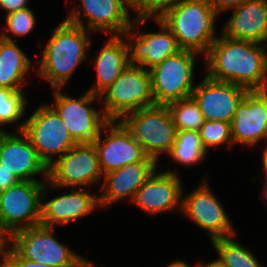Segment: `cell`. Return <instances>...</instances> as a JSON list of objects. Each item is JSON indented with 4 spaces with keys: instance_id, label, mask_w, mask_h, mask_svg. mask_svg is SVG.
<instances>
[{
    "instance_id": "cell-22",
    "label": "cell",
    "mask_w": 267,
    "mask_h": 267,
    "mask_svg": "<svg viewBox=\"0 0 267 267\" xmlns=\"http://www.w3.org/2000/svg\"><path fill=\"white\" fill-rule=\"evenodd\" d=\"M234 9L221 34L233 40L267 41V0H248Z\"/></svg>"
},
{
    "instance_id": "cell-42",
    "label": "cell",
    "mask_w": 267,
    "mask_h": 267,
    "mask_svg": "<svg viewBox=\"0 0 267 267\" xmlns=\"http://www.w3.org/2000/svg\"><path fill=\"white\" fill-rule=\"evenodd\" d=\"M264 190L263 191H261L262 192V197H265L266 198V200H267V179H266V181H265V183H264Z\"/></svg>"
},
{
    "instance_id": "cell-17",
    "label": "cell",
    "mask_w": 267,
    "mask_h": 267,
    "mask_svg": "<svg viewBox=\"0 0 267 267\" xmlns=\"http://www.w3.org/2000/svg\"><path fill=\"white\" fill-rule=\"evenodd\" d=\"M248 90L228 82L210 79L205 75L196 84L192 97L198 103L204 120H216L231 123L238 104Z\"/></svg>"
},
{
    "instance_id": "cell-20",
    "label": "cell",
    "mask_w": 267,
    "mask_h": 267,
    "mask_svg": "<svg viewBox=\"0 0 267 267\" xmlns=\"http://www.w3.org/2000/svg\"><path fill=\"white\" fill-rule=\"evenodd\" d=\"M157 166V161L148 156L142 162L128 164L118 170L106 173L101 185V190L104 192L99 195L100 206L106 207L126 198L132 202L138 189L157 170Z\"/></svg>"
},
{
    "instance_id": "cell-33",
    "label": "cell",
    "mask_w": 267,
    "mask_h": 267,
    "mask_svg": "<svg viewBox=\"0 0 267 267\" xmlns=\"http://www.w3.org/2000/svg\"><path fill=\"white\" fill-rule=\"evenodd\" d=\"M20 180L11 171H8L0 164V193L13 185H16Z\"/></svg>"
},
{
    "instance_id": "cell-36",
    "label": "cell",
    "mask_w": 267,
    "mask_h": 267,
    "mask_svg": "<svg viewBox=\"0 0 267 267\" xmlns=\"http://www.w3.org/2000/svg\"><path fill=\"white\" fill-rule=\"evenodd\" d=\"M121 3L129 10V8L137 11L136 17H146V0H120Z\"/></svg>"
},
{
    "instance_id": "cell-32",
    "label": "cell",
    "mask_w": 267,
    "mask_h": 267,
    "mask_svg": "<svg viewBox=\"0 0 267 267\" xmlns=\"http://www.w3.org/2000/svg\"><path fill=\"white\" fill-rule=\"evenodd\" d=\"M180 0H146V17H158L164 10Z\"/></svg>"
},
{
    "instance_id": "cell-8",
    "label": "cell",
    "mask_w": 267,
    "mask_h": 267,
    "mask_svg": "<svg viewBox=\"0 0 267 267\" xmlns=\"http://www.w3.org/2000/svg\"><path fill=\"white\" fill-rule=\"evenodd\" d=\"M197 54L191 50H181L149 70L155 105H167L192 97L196 87L193 77Z\"/></svg>"
},
{
    "instance_id": "cell-35",
    "label": "cell",
    "mask_w": 267,
    "mask_h": 267,
    "mask_svg": "<svg viewBox=\"0 0 267 267\" xmlns=\"http://www.w3.org/2000/svg\"><path fill=\"white\" fill-rule=\"evenodd\" d=\"M29 0H0V7H2L9 14L18 10L28 8Z\"/></svg>"
},
{
    "instance_id": "cell-11",
    "label": "cell",
    "mask_w": 267,
    "mask_h": 267,
    "mask_svg": "<svg viewBox=\"0 0 267 267\" xmlns=\"http://www.w3.org/2000/svg\"><path fill=\"white\" fill-rule=\"evenodd\" d=\"M103 176L94 143H77L49 167L48 187H87Z\"/></svg>"
},
{
    "instance_id": "cell-3",
    "label": "cell",
    "mask_w": 267,
    "mask_h": 267,
    "mask_svg": "<svg viewBox=\"0 0 267 267\" xmlns=\"http://www.w3.org/2000/svg\"><path fill=\"white\" fill-rule=\"evenodd\" d=\"M217 15L207 0H180L157 18L173 33L182 50L205 56L217 39L214 28Z\"/></svg>"
},
{
    "instance_id": "cell-26",
    "label": "cell",
    "mask_w": 267,
    "mask_h": 267,
    "mask_svg": "<svg viewBox=\"0 0 267 267\" xmlns=\"http://www.w3.org/2000/svg\"><path fill=\"white\" fill-rule=\"evenodd\" d=\"M234 237L235 235L211 241L222 264L225 267H262L248 249L233 240Z\"/></svg>"
},
{
    "instance_id": "cell-31",
    "label": "cell",
    "mask_w": 267,
    "mask_h": 267,
    "mask_svg": "<svg viewBox=\"0 0 267 267\" xmlns=\"http://www.w3.org/2000/svg\"><path fill=\"white\" fill-rule=\"evenodd\" d=\"M5 267H52V266L22 258L10 246V248L7 247V250H6Z\"/></svg>"
},
{
    "instance_id": "cell-6",
    "label": "cell",
    "mask_w": 267,
    "mask_h": 267,
    "mask_svg": "<svg viewBox=\"0 0 267 267\" xmlns=\"http://www.w3.org/2000/svg\"><path fill=\"white\" fill-rule=\"evenodd\" d=\"M17 131L24 132L48 167L55 161L52 156L60 158L77 144L59 115L48 104H41L28 119L19 123Z\"/></svg>"
},
{
    "instance_id": "cell-37",
    "label": "cell",
    "mask_w": 267,
    "mask_h": 267,
    "mask_svg": "<svg viewBox=\"0 0 267 267\" xmlns=\"http://www.w3.org/2000/svg\"><path fill=\"white\" fill-rule=\"evenodd\" d=\"M7 240H9L7 236L0 232V259L2 257V261H0V267H5L6 247L8 245Z\"/></svg>"
},
{
    "instance_id": "cell-21",
    "label": "cell",
    "mask_w": 267,
    "mask_h": 267,
    "mask_svg": "<svg viewBox=\"0 0 267 267\" xmlns=\"http://www.w3.org/2000/svg\"><path fill=\"white\" fill-rule=\"evenodd\" d=\"M48 180L42 192L41 221L40 224L48 227L68 225L70 221L86 216L95 207H100L99 196L92 195L82 187L79 190H70V193L56 196L43 203L48 190Z\"/></svg>"
},
{
    "instance_id": "cell-14",
    "label": "cell",
    "mask_w": 267,
    "mask_h": 267,
    "mask_svg": "<svg viewBox=\"0 0 267 267\" xmlns=\"http://www.w3.org/2000/svg\"><path fill=\"white\" fill-rule=\"evenodd\" d=\"M197 189L182 197L181 212L197 226L209 232L210 241L237 235L231 220L218 202L206 180Z\"/></svg>"
},
{
    "instance_id": "cell-5",
    "label": "cell",
    "mask_w": 267,
    "mask_h": 267,
    "mask_svg": "<svg viewBox=\"0 0 267 267\" xmlns=\"http://www.w3.org/2000/svg\"><path fill=\"white\" fill-rule=\"evenodd\" d=\"M145 153L158 162L161 153H169L177 136L169 108L154 105L126 114L120 120Z\"/></svg>"
},
{
    "instance_id": "cell-34",
    "label": "cell",
    "mask_w": 267,
    "mask_h": 267,
    "mask_svg": "<svg viewBox=\"0 0 267 267\" xmlns=\"http://www.w3.org/2000/svg\"><path fill=\"white\" fill-rule=\"evenodd\" d=\"M248 0H207V2L213 7V9L219 14L228 8H235L242 5Z\"/></svg>"
},
{
    "instance_id": "cell-39",
    "label": "cell",
    "mask_w": 267,
    "mask_h": 267,
    "mask_svg": "<svg viewBox=\"0 0 267 267\" xmlns=\"http://www.w3.org/2000/svg\"><path fill=\"white\" fill-rule=\"evenodd\" d=\"M199 267H225L222 262L217 258L216 260H213L212 262H208V264H200Z\"/></svg>"
},
{
    "instance_id": "cell-16",
    "label": "cell",
    "mask_w": 267,
    "mask_h": 267,
    "mask_svg": "<svg viewBox=\"0 0 267 267\" xmlns=\"http://www.w3.org/2000/svg\"><path fill=\"white\" fill-rule=\"evenodd\" d=\"M0 164L20 181H40L34 178L39 174H44L46 181L49 178V167L23 131H0Z\"/></svg>"
},
{
    "instance_id": "cell-7",
    "label": "cell",
    "mask_w": 267,
    "mask_h": 267,
    "mask_svg": "<svg viewBox=\"0 0 267 267\" xmlns=\"http://www.w3.org/2000/svg\"><path fill=\"white\" fill-rule=\"evenodd\" d=\"M44 187L42 181H20L0 193V232L9 238L17 231L40 225Z\"/></svg>"
},
{
    "instance_id": "cell-24",
    "label": "cell",
    "mask_w": 267,
    "mask_h": 267,
    "mask_svg": "<svg viewBox=\"0 0 267 267\" xmlns=\"http://www.w3.org/2000/svg\"><path fill=\"white\" fill-rule=\"evenodd\" d=\"M31 61L17 46L10 35L0 34V87L22 91L24 77L31 68Z\"/></svg>"
},
{
    "instance_id": "cell-25",
    "label": "cell",
    "mask_w": 267,
    "mask_h": 267,
    "mask_svg": "<svg viewBox=\"0 0 267 267\" xmlns=\"http://www.w3.org/2000/svg\"><path fill=\"white\" fill-rule=\"evenodd\" d=\"M208 154L203 148L199 132L177 131L174 144L168 153L170 157L179 164L196 165Z\"/></svg>"
},
{
    "instance_id": "cell-9",
    "label": "cell",
    "mask_w": 267,
    "mask_h": 267,
    "mask_svg": "<svg viewBox=\"0 0 267 267\" xmlns=\"http://www.w3.org/2000/svg\"><path fill=\"white\" fill-rule=\"evenodd\" d=\"M60 90H54L55 103L50 106L77 143H93L103 131L102 128L110 121L103 111L90 107L100 96L86 91L78 98H70Z\"/></svg>"
},
{
    "instance_id": "cell-15",
    "label": "cell",
    "mask_w": 267,
    "mask_h": 267,
    "mask_svg": "<svg viewBox=\"0 0 267 267\" xmlns=\"http://www.w3.org/2000/svg\"><path fill=\"white\" fill-rule=\"evenodd\" d=\"M81 9L76 7L68 14L66 21L81 26L93 33L101 30L107 35H123L131 28V21L128 9L120 0H80ZM83 17L87 18L86 24L82 22ZM85 24V25H84Z\"/></svg>"
},
{
    "instance_id": "cell-23",
    "label": "cell",
    "mask_w": 267,
    "mask_h": 267,
    "mask_svg": "<svg viewBox=\"0 0 267 267\" xmlns=\"http://www.w3.org/2000/svg\"><path fill=\"white\" fill-rule=\"evenodd\" d=\"M94 60L97 78L88 91L100 96L130 64L127 42L122 35H111Z\"/></svg>"
},
{
    "instance_id": "cell-4",
    "label": "cell",
    "mask_w": 267,
    "mask_h": 267,
    "mask_svg": "<svg viewBox=\"0 0 267 267\" xmlns=\"http://www.w3.org/2000/svg\"><path fill=\"white\" fill-rule=\"evenodd\" d=\"M100 98H103V112L109 120H121L130 112L154 106L150 71L129 64Z\"/></svg>"
},
{
    "instance_id": "cell-41",
    "label": "cell",
    "mask_w": 267,
    "mask_h": 267,
    "mask_svg": "<svg viewBox=\"0 0 267 267\" xmlns=\"http://www.w3.org/2000/svg\"><path fill=\"white\" fill-rule=\"evenodd\" d=\"M263 156H262V166H263V171H264V173H265V175H266V179H267V145H266V147L264 148V151H263V154H262Z\"/></svg>"
},
{
    "instance_id": "cell-18",
    "label": "cell",
    "mask_w": 267,
    "mask_h": 267,
    "mask_svg": "<svg viewBox=\"0 0 267 267\" xmlns=\"http://www.w3.org/2000/svg\"><path fill=\"white\" fill-rule=\"evenodd\" d=\"M233 144L253 146L267 138V89L247 91L231 122Z\"/></svg>"
},
{
    "instance_id": "cell-28",
    "label": "cell",
    "mask_w": 267,
    "mask_h": 267,
    "mask_svg": "<svg viewBox=\"0 0 267 267\" xmlns=\"http://www.w3.org/2000/svg\"><path fill=\"white\" fill-rule=\"evenodd\" d=\"M23 91H14L6 87H0V131L3 125H9L22 119L26 112L27 100Z\"/></svg>"
},
{
    "instance_id": "cell-40",
    "label": "cell",
    "mask_w": 267,
    "mask_h": 267,
    "mask_svg": "<svg viewBox=\"0 0 267 267\" xmlns=\"http://www.w3.org/2000/svg\"><path fill=\"white\" fill-rule=\"evenodd\" d=\"M76 267H95L93 263L88 261V259L83 258V256L80 255L79 263L76 265Z\"/></svg>"
},
{
    "instance_id": "cell-2",
    "label": "cell",
    "mask_w": 267,
    "mask_h": 267,
    "mask_svg": "<svg viewBox=\"0 0 267 267\" xmlns=\"http://www.w3.org/2000/svg\"><path fill=\"white\" fill-rule=\"evenodd\" d=\"M86 29L63 20L52 32L41 51L37 75L49 81L54 89H62L78 65L86 59L92 40Z\"/></svg>"
},
{
    "instance_id": "cell-38",
    "label": "cell",
    "mask_w": 267,
    "mask_h": 267,
    "mask_svg": "<svg viewBox=\"0 0 267 267\" xmlns=\"http://www.w3.org/2000/svg\"><path fill=\"white\" fill-rule=\"evenodd\" d=\"M166 267H192V266L187 264L185 261L176 260L168 264ZM195 267H199V263Z\"/></svg>"
},
{
    "instance_id": "cell-19",
    "label": "cell",
    "mask_w": 267,
    "mask_h": 267,
    "mask_svg": "<svg viewBox=\"0 0 267 267\" xmlns=\"http://www.w3.org/2000/svg\"><path fill=\"white\" fill-rule=\"evenodd\" d=\"M156 171L138 189L132 203L151 215L175 208L181 211L183 188L179 176L172 170Z\"/></svg>"
},
{
    "instance_id": "cell-10",
    "label": "cell",
    "mask_w": 267,
    "mask_h": 267,
    "mask_svg": "<svg viewBox=\"0 0 267 267\" xmlns=\"http://www.w3.org/2000/svg\"><path fill=\"white\" fill-rule=\"evenodd\" d=\"M54 227L37 225L13 233L11 247L22 257L52 267H76L80 255L59 242Z\"/></svg>"
},
{
    "instance_id": "cell-13",
    "label": "cell",
    "mask_w": 267,
    "mask_h": 267,
    "mask_svg": "<svg viewBox=\"0 0 267 267\" xmlns=\"http://www.w3.org/2000/svg\"><path fill=\"white\" fill-rule=\"evenodd\" d=\"M106 138L93 142L98 152L99 166L103 175L128 164L144 161L148 155L133 138L131 132L120 120H110L103 128Z\"/></svg>"
},
{
    "instance_id": "cell-29",
    "label": "cell",
    "mask_w": 267,
    "mask_h": 267,
    "mask_svg": "<svg viewBox=\"0 0 267 267\" xmlns=\"http://www.w3.org/2000/svg\"><path fill=\"white\" fill-rule=\"evenodd\" d=\"M199 135L203 148L208 152L210 147L233 145L231 136V123L223 121L206 120L200 127Z\"/></svg>"
},
{
    "instance_id": "cell-12",
    "label": "cell",
    "mask_w": 267,
    "mask_h": 267,
    "mask_svg": "<svg viewBox=\"0 0 267 267\" xmlns=\"http://www.w3.org/2000/svg\"><path fill=\"white\" fill-rule=\"evenodd\" d=\"M148 19H151V17H134L131 28L122 35L127 39L129 63L131 65H139L146 70L152 69L167 57H171L182 50L173 33L157 17H154V20L160 26L158 32L131 34L136 27L139 28Z\"/></svg>"
},
{
    "instance_id": "cell-30",
    "label": "cell",
    "mask_w": 267,
    "mask_h": 267,
    "mask_svg": "<svg viewBox=\"0 0 267 267\" xmlns=\"http://www.w3.org/2000/svg\"><path fill=\"white\" fill-rule=\"evenodd\" d=\"M7 31L9 30L13 36H25L30 33L36 23V17L31 8H25L15 12L6 14L5 17Z\"/></svg>"
},
{
    "instance_id": "cell-27",
    "label": "cell",
    "mask_w": 267,
    "mask_h": 267,
    "mask_svg": "<svg viewBox=\"0 0 267 267\" xmlns=\"http://www.w3.org/2000/svg\"><path fill=\"white\" fill-rule=\"evenodd\" d=\"M171 113L177 131H196L204 124V117L193 97L169 102L166 105Z\"/></svg>"
},
{
    "instance_id": "cell-1",
    "label": "cell",
    "mask_w": 267,
    "mask_h": 267,
    "mask_svg": "<svg viewBox=\"0 0 267 267\" xmlns=\"http://www.w3.org/2000/svg\"><path fill=\"white\" fill-rule=\"evenodd\" d=\"M206 75L213 80L241 86L248 91L267 89L265 46L220 35L205 55Z\"/></svg>"
}]
</instances>
